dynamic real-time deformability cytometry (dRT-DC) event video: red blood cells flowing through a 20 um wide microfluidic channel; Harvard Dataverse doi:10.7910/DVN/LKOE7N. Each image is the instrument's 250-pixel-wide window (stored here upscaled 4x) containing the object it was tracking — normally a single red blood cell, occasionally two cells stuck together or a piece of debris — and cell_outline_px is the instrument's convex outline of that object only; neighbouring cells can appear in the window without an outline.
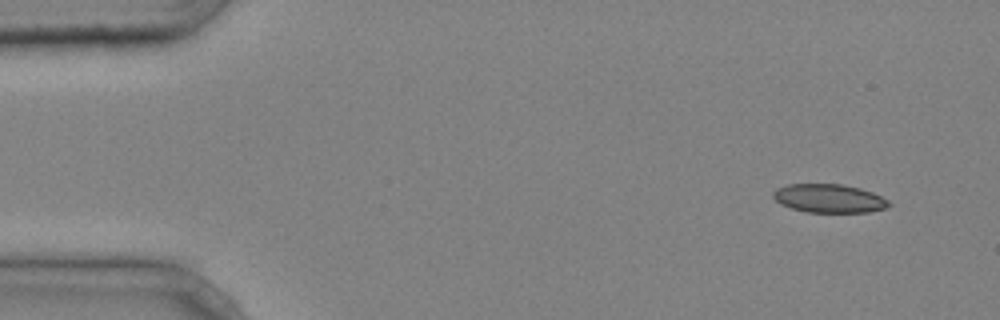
{"species": "common noctule bat (a hibernating species)", "species_latin": "Nyctalus noctula", "temperature_condition": "cold", "stored_images_in_passage": 5, "camera_frame_rate_fps": 3000, "um_per_image_px": 0.085, "animal": {"sex": "male", "body_mass_g": 20.4}, "frame": {"image": 1, "passage_image": 1, "time_ms": 0.0, "image_size_px": [1000, 320], "cell_outline_px": [[892, 204], [888, 208], [868, 212], [808, 212], [792, 208], [780, 204], [772, 196], [772, 192], [776, 188], [788, 184], [840, 184], [860, 188], [872, 192], [888, 200]], "centroid_in_image_um": [70.47, 16.86], "position_along_channel_um": 14.5, "area_um2": 19.31}}